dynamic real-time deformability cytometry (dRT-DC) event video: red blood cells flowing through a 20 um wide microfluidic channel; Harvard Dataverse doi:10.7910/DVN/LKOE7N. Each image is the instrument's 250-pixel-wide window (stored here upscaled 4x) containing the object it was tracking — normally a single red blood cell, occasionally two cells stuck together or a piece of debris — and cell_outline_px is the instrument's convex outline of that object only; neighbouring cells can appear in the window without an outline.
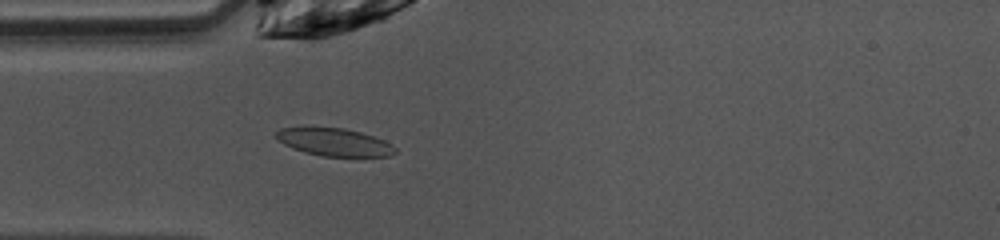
{"species": "common noctule bat (a hibernating species)", "species_latin": "Nyctalus noctula", "temperature_condition": "warm", "stored_images_in_passage": 47, "camera_frame_rate_fps": 3000, "um_per_image_px": 0.085, "animal": {"sex": "female", "body_mass_g": 10.0, "forearm_length_mm": 53.1}, "frame": {"image": 1, "passage_image": 12, "time_ms": 3.667, "image_size_px": [1000, 240], "cell_outline_px": [[396, 152], [388, 156], [320, 156], [304, 152], [292, 148], [284, 144], [276, 136], [276, 132], [280, 128], [304, 124], [344, 128], [360, 132], [384, 140], [392, 144], [396, 148]], "centroid_in_image_um": [28.34, 12.03], "position_along_channel_um": 56.7, "area_um2": 19.83}}
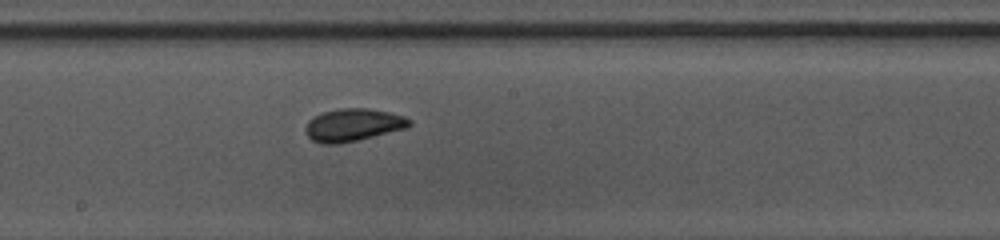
{"frame": {"image": 2, "passage_image": 24, "time_ms": 7.667, "image_size_px": [1000, 240], "cell_outline_px": [[412, 124], [408, 128], [340, 144], [324, 144], [312, 140], [308, 136], [304, 128], [308, 120], [312, 116], [324, 112], [340, 108], [368, 108], [388, 112], [404, 116], [412, 120]], "centroid_in_image_um": [30.01, 10.62], "position_along_channel_um": 218.2, "area_um2": 19.88}}
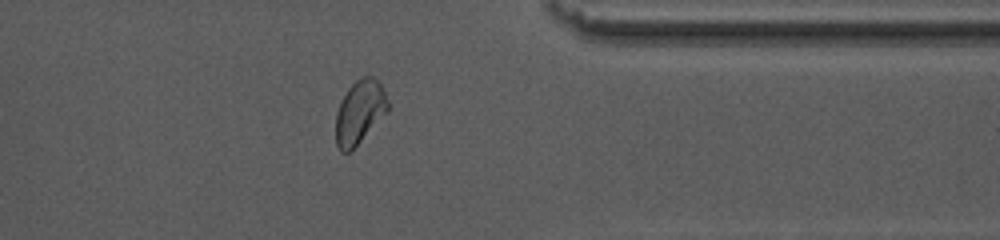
{"frame": {"image": 3, "passage_image": 37, "time_ms": 12.0, "image_size_px": [1000, 240], "cell_outline_px": [[388, 112], [348, 152], [340, 152], [336, 144], [336, 112], [348, 88], [360, 76], [372, 76], [384, 88], [388, 100]], "centroid_in_image_um": [30.58, 9.49], "position_along_channel_um": 380.8, "area_um2": 19.02}, "authors_computed_cell_mechanics": {"area_um2": 19.652, "velocity_mm_per_s": 4.0353, "shape_relaxation_time_tau1_ms": 3.8987, "shape_relaxation_time_tau2_ms": 1.6784, "deformation_change_tau1": 0.1123, "deformation_change_tau2": 0.0673}}